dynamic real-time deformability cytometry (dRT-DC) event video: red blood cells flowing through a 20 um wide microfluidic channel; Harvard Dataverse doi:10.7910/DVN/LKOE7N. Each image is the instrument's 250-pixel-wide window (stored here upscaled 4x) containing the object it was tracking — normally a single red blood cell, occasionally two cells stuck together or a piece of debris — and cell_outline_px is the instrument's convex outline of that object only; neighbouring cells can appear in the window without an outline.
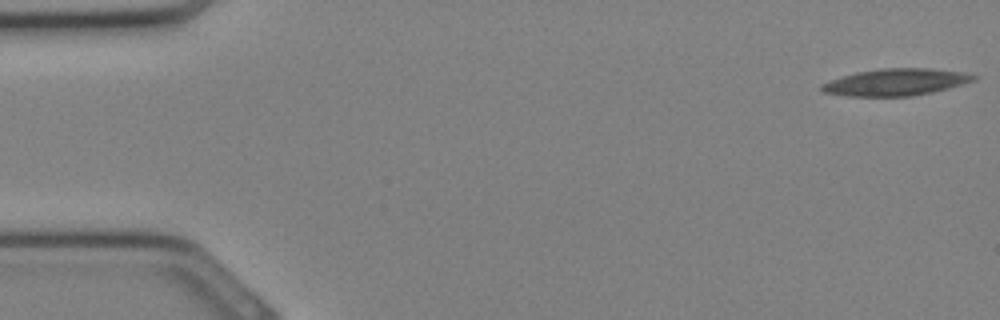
{"species": "Egyptian fruit bat (a non-hibernating species)", "species_latin": "Rousettus aegyptiacus", "temperature_condition": "cold", "stored_images_in_passage": 33, "camera_frame_rate_fps": 3000, "um_per_image_px": 0.085, "animal": {"sex": "female"}, "frame": {"image": 1, "passage_image": 1, "time_ms": 0.0, "image_size_px": [1000, 320], "cell_outline_px": [[980, 76], [976, 80], [964, 84], [932, 92], [912, 96], [848, 96], [820, 92], [820, 84], [856, 72], [880, 68], [928, 68], [964, 72]], "centroid_in_image_um": [76.17, 6.98], "position_along_channel_um": 8.8, "area_um2": 23.93}}
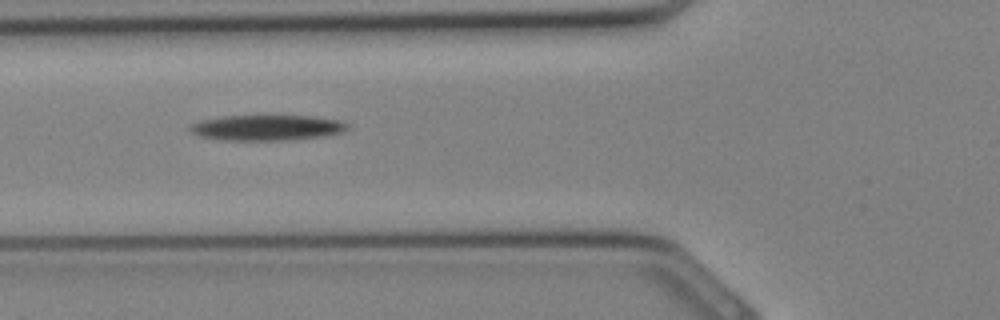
{"frame": {"image": 2, "passage_image": 12, "time_ms": 3.667, "image_size_px": [1000, 320], "cell_outline_px": [[348, 128], [340, 132], [324, 136], [296, 140], [224, 140], [200, 136], [192, 132], [188, 128], [188, 124], [200, 120], [224, 116], [312, 116], [340, 120], [348, 124]], "centroid_in_image_um": [22.67, 10.85], "position_along_channel_um": 103.1, "area_um2": 23.47}}
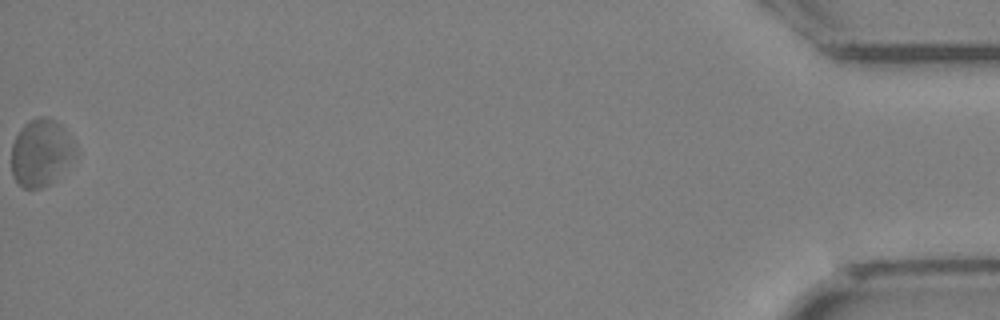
{"frame": {"image": 3, "passage_image": 33, "time_ms": 10.667, "image_size_px": [1000, 320], "cell_outline_px": [[76, 156], [48, 184], [40, 188], [24, 188], [12, 176], [12, 144], [20, 128], [28, 120], [36, 116], [44, 116], [56, 120], [64, 128], [76, 148]], "centroid_in_image_um": [3.46, 12.93], "position_along_channel_um": 431.7, "area_um2": 24.74}}